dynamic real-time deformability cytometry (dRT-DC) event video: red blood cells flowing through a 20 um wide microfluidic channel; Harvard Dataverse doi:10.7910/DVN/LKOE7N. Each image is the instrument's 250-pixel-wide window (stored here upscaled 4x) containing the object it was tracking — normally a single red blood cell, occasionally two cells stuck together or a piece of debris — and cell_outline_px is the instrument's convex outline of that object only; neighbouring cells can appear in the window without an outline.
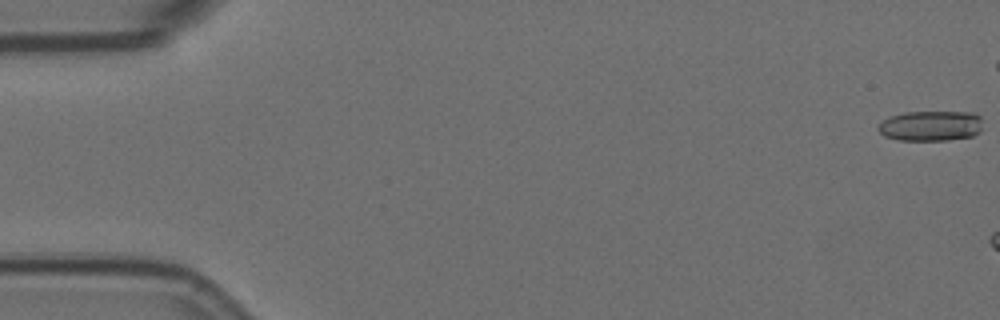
{"species": "Egyptian fruit bat (a non-hibernating species)", "species_latin": "Rousettus aegyptiacus", "temperature_condition": "room temperature", "stored_images_in_passage": 7, "camera_frame_rate_fps": 3000, "um_per_image_px": 0.085, "animal": {"sex": "female"}, "frame": {"image": 1, "passage_image": 1, "time_ms": 0.0, "image_size_px": [1000, 320], "cell_outline_px": [[980, 132], [972, 136], [948, 140], [900, 140], [884, 136], [876, 128], [888, 116], [904, 112], [976, 112], [980, 116]], "centroid_in_image_um": [79.1, 10.69], "position_along_channel_um": 5.9, "area_um2": 18.5}}